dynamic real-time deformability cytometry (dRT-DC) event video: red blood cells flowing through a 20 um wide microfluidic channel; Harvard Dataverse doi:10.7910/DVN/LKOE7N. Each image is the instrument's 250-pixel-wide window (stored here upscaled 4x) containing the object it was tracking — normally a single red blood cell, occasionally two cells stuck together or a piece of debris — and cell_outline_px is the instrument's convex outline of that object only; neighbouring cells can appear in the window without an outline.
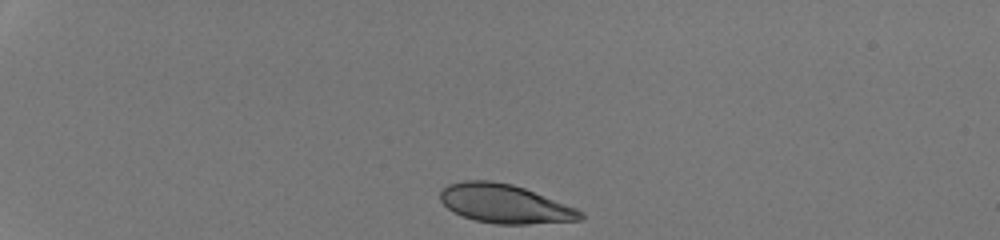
{"species": "human", "species_latin": "Homo sapiens", "temperature_condition": "room temperature", "stored_images_in_passage": 34, "camera_frame_rate_fps": 3000, "um_per_image_px": 0.085, "donor": {"sex": "male"}, "frame": {"image": 1, "passage_image": 1, "time_ms": 0.0, "image_size_px": [1000, 240], "cell_outline_px": [[584, 216], [580, 220], [528, 224], [496, 224], [476, 220], [452, 212], [440, 200], [440, 192], [448, 184], [464, 180], [492, 180], [512, 184], [524, 188], [576, 208], [584, 212]], "centroid_in_image_um": [42.9, 17.31], "position_along_channel_um": 42.1, "area_um2": 31.62}}
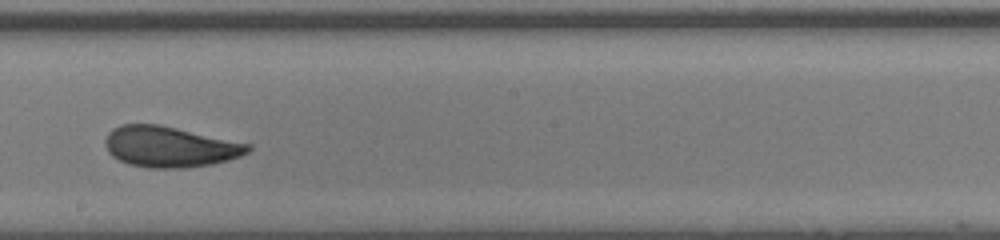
{"frame": {"image": 2, "passage_image": 20, "time_ms": 6.333, "image_size_px": [1000, 240], "cell_outline_px": [[252, 148], [248, 152], [240, 156], [228, 160], [212, 164], [184, 168], [148, 168], [128, 164], [112, 156], [108, 152], [104, 144], [104, 140], [108, 132], [112, 128], [120, 124], [160, 124], [252, 144]], "centroid_in_image_um": [14.42, 12.47], "position_along_channel_um": 233.8, "area_um2": 34.28}}
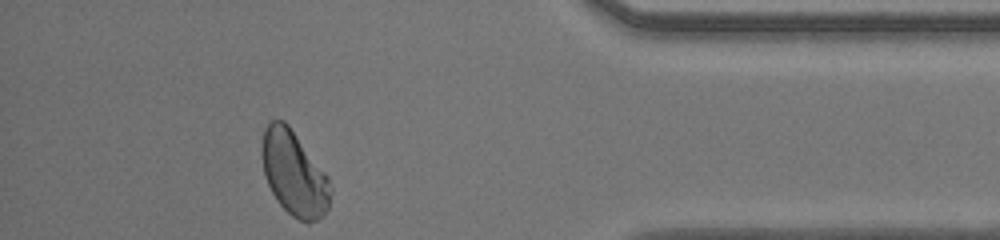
{"frame": {"image": 3, "passage_image": 34, "time_ms": 11.0, "image_size_px": [1000, 240], "cell_outline_px": [[332, 192], [328, 208], [316, 220], [308, 224], [292, 216], [276, 200], [264, 176], [260, 152], [264, 128], [272, 120], [284, 120], [288, 124], [328, 176], [332, 188]], "centroid_in_image_um": [24.98, 14.73], "position_along_channel_um": 410.2, "area_um2": 33.93}, "authors_computed_cell_mechanics": {"area_um2": 33.813, "velocity_mm_per_s": 4.294, "shape_relaxation_time_tau1_ms": 3.7548, "shape_relaxation_time_tau2_ms": 0.7579, "deformation_change_tau1": 0.1316, "deformation_change_tau2": 0.0369}}